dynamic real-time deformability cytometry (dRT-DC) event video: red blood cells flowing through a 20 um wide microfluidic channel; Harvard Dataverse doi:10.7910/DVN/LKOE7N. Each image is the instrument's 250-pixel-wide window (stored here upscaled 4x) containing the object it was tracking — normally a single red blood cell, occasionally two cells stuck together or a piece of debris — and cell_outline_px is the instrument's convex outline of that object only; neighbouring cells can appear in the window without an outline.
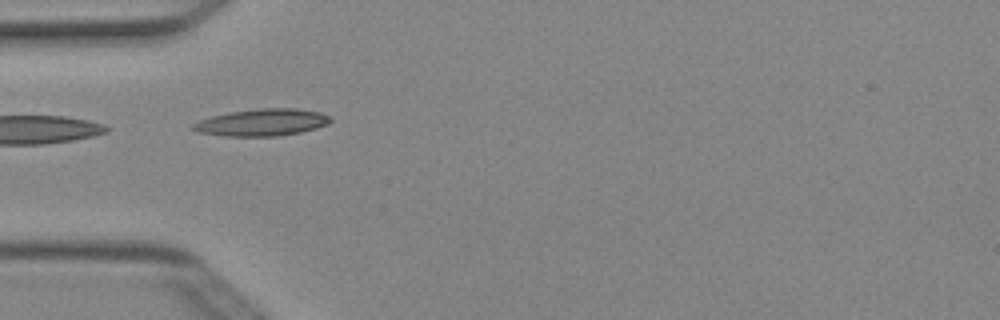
{"species": "Egyptian fruit bat (a non-hibernating species)", "species_latin": "Rousettus aegyptiacus", "temperature_condition": "cold", "stored_images_in_passage": 6, "camera_frame_rate_fps": 3000, "um_per_image_px": 0.085, "animal": {"sex": "female"}, "frame": {"image": 1, "passage_image": 4, "time_ms": 1.0, "image_size_px": [1000, 320], "cell_outline_px": [[332, 120], [328, 124], [316, 128], [300, 132], [276, 136], [224, 136], [200, 132], [192, 128], [192, 124], [200, 120], [212, 116], [232, 112], [260, 108], [292, 108], [320, 112], [328, 116]], "centroid_in_image_um": [22.29, 10.4], "position_along_channel_um": 62.7, "area_um2": 21.33}}
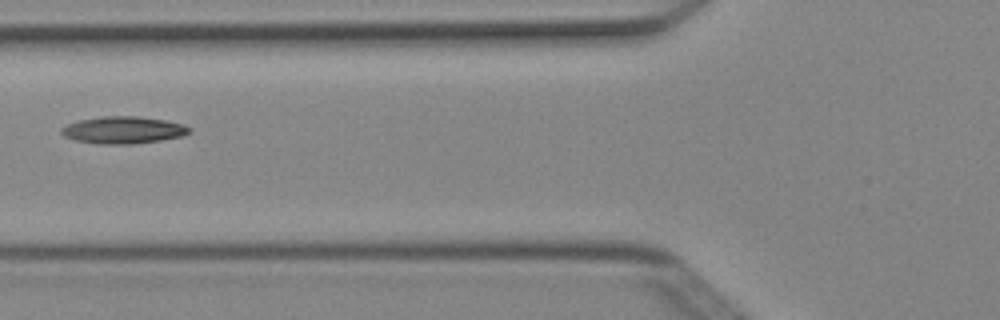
{"frame": {"image": 2, "passage_image": 5, "time_ms": 1.333, "image_size_px": [1000, 320], "cell_outline_px": [[192, 128], [188, 132], [180, 136], [160, 140], [132, 144], [100, 144], [76, 140], [64, 136], [60, 132], [60, 128], [68, 124], [80, 120], [104, 116], [140, 116], [164, 120], [184, 124]], "centroid_in_image_um": [10.46, 11.05], "position_along_channel_um": 115.3, "area_um2": 20.06}}
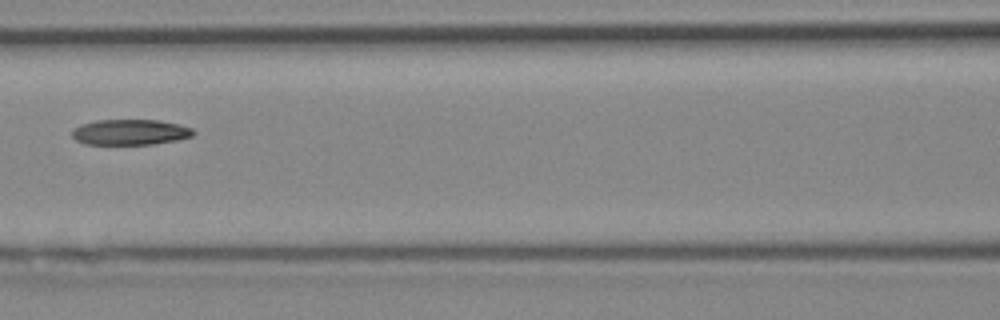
{"frame": {"image": 3, "passage_image": 6, "time_ms": 1.667, "image_size_px": [1000, 320], "cell_outline_px": [[196, 132], [192, 136], [176, 140], [152, 144], [84, 144], [76, 140], [72, 136], [72, 128], [80, 124], [96, 120], [160, 120], [180, 124], [192, 128]], "centroid_in_image_um": [11.05, 11.22], "position_along_channel_um": 155.5, "area_um2": 18.21}}